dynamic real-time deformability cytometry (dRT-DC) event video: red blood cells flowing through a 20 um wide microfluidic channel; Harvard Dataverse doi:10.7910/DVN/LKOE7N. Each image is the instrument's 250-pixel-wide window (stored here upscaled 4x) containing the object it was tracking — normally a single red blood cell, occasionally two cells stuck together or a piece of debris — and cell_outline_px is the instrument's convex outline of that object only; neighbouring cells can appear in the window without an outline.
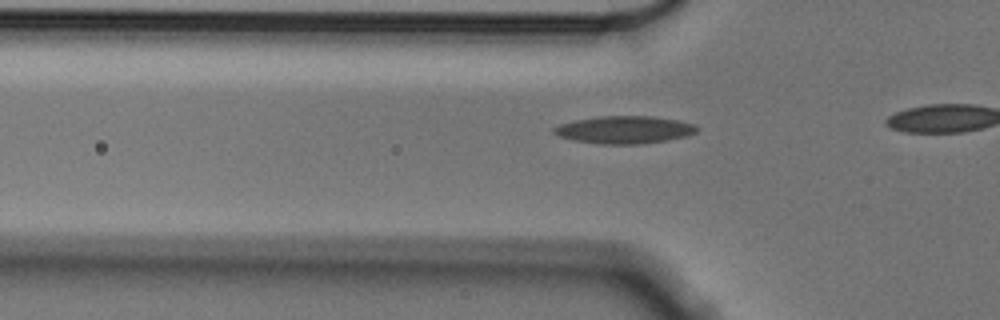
{"species": "Egyptian fruit bat (a non-hibernating species)", "species_latin": "Rousettus aegyptiacus", "temperature_condition": "cold", "stored_images_in_passage": 8, "camera_frame_rate_fps": 3000, "um_per_image_px": 0.085, "animal": {"sex": "male"}, "frame": {"image": 1, "passage_image": 5, "time_ms": 1.333, "image_size_px": [1000, 320], "cell_outline_px": [[700, 128], [696, 132], [688, 136], [668, 140], [640, 144], [600, 144], [572, 140], [560, 136], [552, 132], [552, 128], [560, 124], [576, 120], [600, 116], [652, 116], [676, 120], [696, 124]], "centroid_in_image_um": [53.1, 11.03], "position_along_channel_um": 72.7, "area_um2": 23.06}}